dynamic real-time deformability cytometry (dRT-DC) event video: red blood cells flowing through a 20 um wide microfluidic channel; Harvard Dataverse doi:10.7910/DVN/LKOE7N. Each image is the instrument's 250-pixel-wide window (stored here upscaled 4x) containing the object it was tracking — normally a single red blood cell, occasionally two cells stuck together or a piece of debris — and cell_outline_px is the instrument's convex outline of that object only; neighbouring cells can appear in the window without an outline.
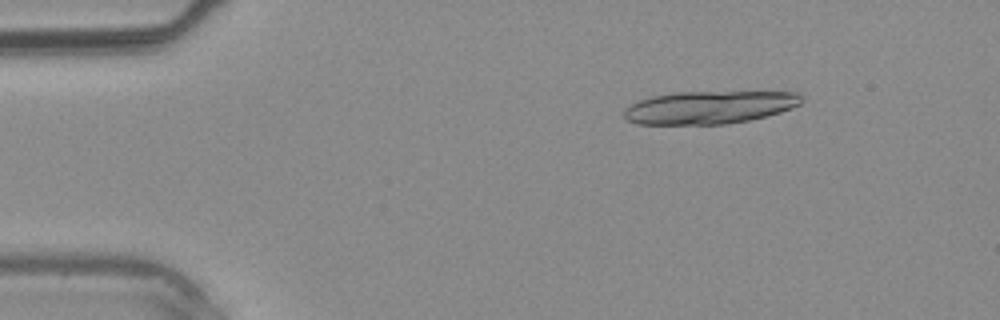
{"species": "common noctule bat (a hibernating species)", "species_latin": "Nyctalus noctula", "temperature_condition": "warm", "stored_images_in_passage": 5, "camera_frame_rate_fps": 3000, "um_per_image_px": 0.085, "animal": {"sex": "male", "body_mass_g": 20.4}, "frame": {"image": 1, "passage_image": 2, "time_ms": 1.333, "image_size_px": [1000, 320], "cell_outline_px": [[804, 100], [800, 104], [792, 108], [780, 112], [748, 120], [724, 124], [636, 124], [628, 120], [624, 116], [624, 108], [640, 100], [652, 96], [676, 92], [796, 92], [804, 96]], "centroid_in_image_um": [60.31, 9.12], "position_along_channel_um": 24.7, "area_um2": 33.87}}